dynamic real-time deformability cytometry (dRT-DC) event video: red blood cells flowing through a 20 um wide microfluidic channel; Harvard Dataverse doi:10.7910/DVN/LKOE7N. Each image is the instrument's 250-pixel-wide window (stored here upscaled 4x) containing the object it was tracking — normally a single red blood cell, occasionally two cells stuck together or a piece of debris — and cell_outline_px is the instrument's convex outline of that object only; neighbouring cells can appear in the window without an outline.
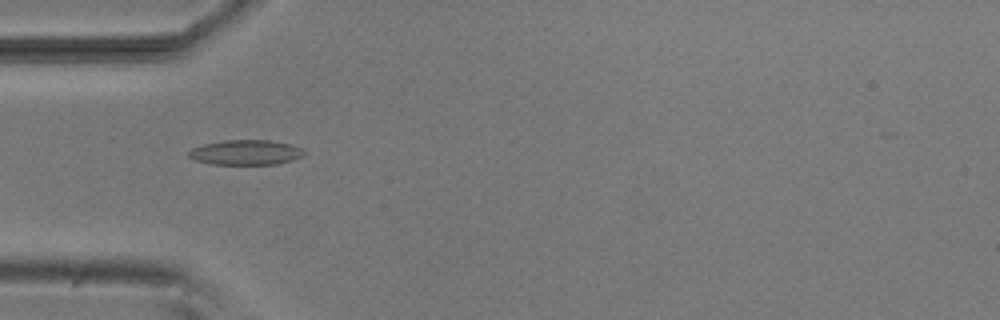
{"species": "common noctule bat (a hibernating species)", "species_latin": "Nyctalus noctula", "temperature_condition": "room temperature", "stored_images_in_passage": 53, "camera_frame_rate_fps": 3000, "um_per_image_px": 0.085, "animal": {"sex": "male", "body_mass_g": 20.5, "forearm_length_mm": 52.5}, "frame": {"image": 1, "passage_image": 16, "time_ms": 5.0, "image_size_px": [1000, 320], "cell_outline_px": [[308, 152], [304, 156], [292, 160], [276, 164], [212, 164], [196, 160], [188, 156], [188, 152], [192, 148], [204, 144], [224, 140], [268, 140], [292, 144]], "centroid_in_image_um": [20.93, 12.95], "position_along_channel_um": 64.1, "area_um2": 16.82}}
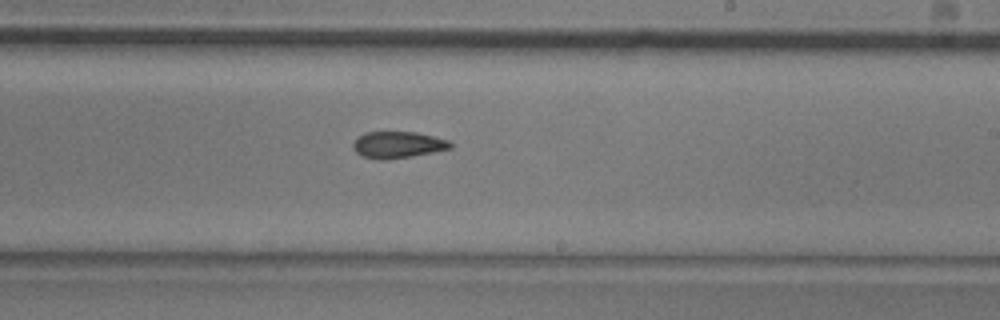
{"frame": {"image": 2, "passage_image": 31, "time_ms": 10.0, "image_size_px": [1000, 320], "cell_outline_px": [[452, 148], [412, 156], [384, 160], [380, 160], [364, 156], [356, 152], [352, 148], [352, 144], [364, 132], [416, 132], [448, 140], [452, 144]], "centroid_in_image_um": [33.81, 12.3], "position_along_channel_um": 255.2, "area_um2": 14.91}}
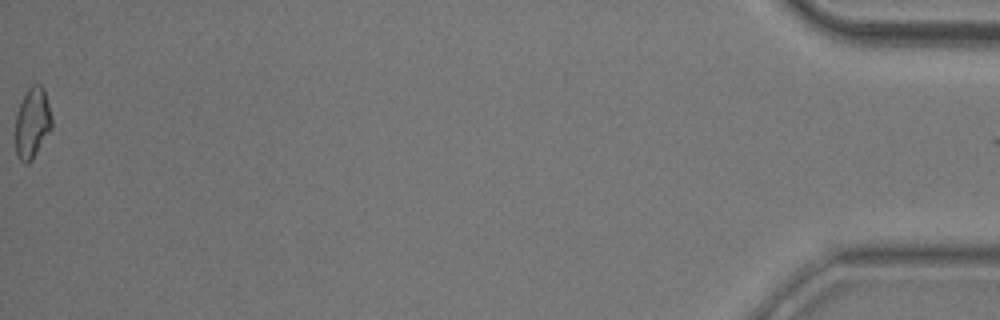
{"frame": {"image": 3, "passage_image": 53, "time_ms": 17.333, "image_size_px": [1000, 320], "cell_outline_px": [[52, 128], [32, 160], [28, 164], [24, 164], [16, 156], [16, 112], [28, 88], [32, 84], [40, 84], [44, 88], [52, 116]], "centroid_in_image_um": [2.75, 10.46], "position_along_channel_um": 432.4, "area_um2": 15.09}, "authors_computed_cell_mechanics": {"area_um2": 15.7216, "velocity_mm_per_s": 3.8123, "shape_relaxation_time_tau1_ms": 11.0528, "shape_relaxation_time_tau2_ms": 5.2951, "deformation_change_tau1": 0.207, "deformation_change_tau2": 0.1025}}